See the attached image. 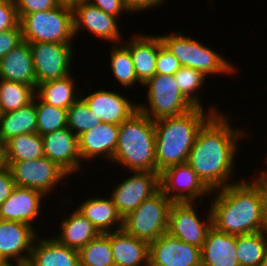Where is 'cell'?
<instances>
[{
  "label": "cell",
  "mask_w": 267,
  "mask_h": 266,
  "mask_svg": "<svg viewBox=\"0 0 267 266\" xmlns=\"http://www.w3.org/2000/svg\"><path fill=\"white\" fill-rule=\"evenodd\" d=\"M0 79L37 87L32 53L27 41H22L0 60Z\"/></svg>",
  "instance_id": "603a6c76"
},
{
  "label": "cell",
  "mask_w": 267,
  "mask_h": 266,
  "mask_svg": "<svg viewBox=\"0 0 267 266\" xmlns=\"http://www.w3.org/2000/svg\"><path fill=\"white\" fill-rule=\"evenodd\" d=\"M22 41L20 24L11 30L0 32V60Z\"/></svg>",
  "instance_id": "60d3db41"
},
{
  "label": "cell",
  "mask_w": 267,
  "mask_h": 266,
  "mask_svg": "<svg viewBox=\"0 0 267 266\" xmlns=\"http://www.w3.org/2000/svg\"><path fill=\"white\" fill-rule=\"evenodd\" d=\"M42 140L44 156L69 176L82 171L78 137L68 127L43 135Z\"/></svg>",
  "instance_id": "ac0fdd59"
},
{
  "label": "cell",
  "mask_w": 267,
  "mask_h": 266,
  "mask_svg": "<svg viewBox=\"0 0 267 266\" xmlns=\"http://www.w3.org/2000/svg\"><path fill=\"white\" fill-rule=\"evenodd\" d=\"M45 199L48 197L38 190L16 186L0 205V220L29 224L38 230L34 223L42 215L40 211Z\"/></svg>",
  "instance_id": "d6986e66"
},
{
  "label": "cell",
  "mask_w": 267,
  "mask_h": 266,
  "mask_svg": "<svg viewBox=\"0 0 267 266\" xmlns=\"http://www.w3.org/2000/svg\"><path fill=\"white\" fill-rule=\"evenodd\" d=\"M259 266H267V253H266L265 258L263 259V261L260 263Z\"/></svg>",
  "instance_id": "f907efd6"
},
{
  "label": "cell",
  "mask_w": 267,
  "mask_h": 266,
  "mask_svg": "<svg viewBox=\"0 0 267 266\" xmlns=\"http://www.w3.org/2000/svg\"><path fill=\"white\" fill-rule=\"evenodd\" d=\"M35 96L31 103L14 111L2 113L0 132L5 142L15 136L37 132Z\"/></svg>",
  "instance_id": "f1b7e54d"
},
{
  "label": "cell",
  "mask_w": 267,
  "mask_h": 266,
  "mask_svg": "<svg viewBox=\"0 0 267 266\" xmlns=\"http://www.w3.org/2000/svg\"><path fill=\"white\" fill-rule=\"evenodd\" d=\"M92 5L100 8L105 13L110 14L118 19L122 13L129 15V11L125 8L122 0H87Z\"/></svg>",
  "instance_id": "b9f144b4"
},
{
  "label": "cell",
  "mask_w": 267,
  "mask_h": 266,
  "mask_svg": "<svg viewBox=\"0 0 267 266\" xmlns=\"http://www.w3.org/2000/svg\"><path fill=\"white\" fill-rule=\"evenodd\" d=\"M214 106L209 105L208 112L194 107L182 115L154 121L156 172L187 162L199 129L213 114L222 112Z\"/></svg>",
  "instance_id": "3957f363"
},
{
  "label": "cell",
  "mask_w": 267,
  "mask_h": 266,
  "mask_svg": "<svg viewBox=\"0 0 267 266\" xmlns=\"http://www.w3.org/2000/svg\"><path fill=\"white\" fill-rule=\"evenodd\" d=\"M73 10V33L76 40L80 31L87 30L93 36L111 44L122 43L124 37L119 30L118 18L105 13L87 0L71 3Z\"/></svg>",
  "instance_id": "5bb4252c"
},
{
  "label": "cell",
  "mask_w": 267,
  "mask_h": 266,
  "mask_svg": "<svg viewBox=\"0 0 267 266\" xmlns=\"http://www.w3.org/2000/svg\"><path fill=\"white\" fill-rule=\"evenodd\" d=\"M38 235L29 224L0 220V262L27 264Z\"/></svg>",
  "instance_id": "2e32d148"
},
{
  "label": "cell",
  "mask_w": 267,
  "mask_h": 266,
  "mask_svg": "<svg viewBox=\"0 0 267 266\" xmlns=\"http://www.w3.org/2000/svg\"><path fill=\"white\" fill-rule=\"evenodd\" d=\"M112 162L130 172H156L154 121L139 109L119 125Z\"/></svg>",
  "instance_id": "277c9868"
},
{
  "label": "cell",
  "mask_w": 267,
  "mask_h": 266,
  "mask_svg": "<svg viewBox=\"0 0 267 266\" xmlns=\"http://www.w3.org/2000/svg\"><path fill=\"white\" fill-rule=\"evenodd\" d=\"M236 245V235L212 226L201 248V266H240Z\"/></svg>",
  "instance_id": "cb8c5ba5"
},
{
  "label": "cell",
  "mask_w": 267,
  "mask_h": 266,
  "mask_svg": "<svg viewBox=\"0 0 267 266\" xmlns=\"http://www.w3.org/2000/svg\"><path fill=\"white\" fill-rule=\"evenodd\" d=\"M132 39L123 40V44L129 49L135 74L140 85L143 86L156 74V58L160 49L158 35H145L138 33ZM125 41V42H124Z\"/></svg>",
  "instance_id": "44dd1931"
},
{
  "label": "cell",
  "mask_w": 267,
  "mask_h": 266,
  "mask_svg": "<svg viewBox=\"0 0 267 266\" xmlns=\"http://www.w3.org/2000/svg\"><path fill=\"white\" fill-rule=\"evenodd\" d=\"M4 158L5 155H0V169L5 165Z\"/></svg>",
  "instance_id": "681fc988"
},
{
  "label": "cell",
  "mask_w": 267,
  "mask_h": 266,
  "mask_svg": "<svg viewBox=\"0 0 267 266\" xmlns=\"http://www.w3.org/2000/svg\"><path fill=\"white\" fill-rule=\"evenodd\" d=\"M76 84L75 78L69 74L60 79L38 84L35 94L43 102L67 110L80 98L81 88Z\"/></svg>",
  "instance_id": "83f0119b"
},
{
  "label": "cell",
  "mask_w": 267,
  "mask_h": 266,
  "mask_svg": "<svg viewBox=\"0 0 267 266\" xmlns=\"http://www.w3.org/2000/svg\"><path fill=\"white\" fill-rule=\"evenodd\" d=\"M177 87L181 91L182 95L194 106L203 107L202 98L198 93L201 91L202 86L208 81V78L198 70L190 67L182 66L174 74ZM206 80V81H205Z\"/></svg>",
  "instance_id": "e575fe53"
},
{
  "label": "cell",
  "mask_w": 267,
  "mask_h": 266,
  "mask_svg": "<svg viewBox=\"0 0 267 266\" xmlns=\"http://www.w3.org/2000/svg\"><path fill=\"white\" fill-rule=\"evenodd\" d=\"M44 156L42 136L36 133L15 136L6 142L4 161H30Z\"/></svg>",
  "instance_id": "f546056e"
},
{
  "label": "cell",
  "mask_w": 267,
  "mask_h": 266,
  "mask_svg": "<svg viewBox=\"0 0 267 266\" xmlns=\"http://www.w3.org/2000/svg\"><path fill=\"white\" fill-rule=\"evenodd\" d=\"M110 47V64L111 73L119 85L124 89H132V86H137L140 83L135 74V68L132 62L129 49L123 44H111Z\"/></svg>",
  "instance_id": "1f68e13d"
},
{
  "label": "cell",
  "mask_w": 267,
  "mask_h": 266,
  "mask_svg": "<svg viewBox=\"0 0 267 266\" xmlns=\"http://www.w3.org/2000/svg\"><path fill=\"white\" fill-rule=\"evenodd\" d=\"M35 88L28 84L0 79V109L2 113L18 110L31 103Z\"/></svg>",
  "instance_id": "d6a6232c"
},
{
  "label": "cell",
  "mask_w": 267,
  "mask_h": 266,
  "mask_svg": "<svg viewBox=\"0 0 267 266\" xmlns=\"http://www.w3.org/2000/svg\"><path fill=\"white\" fill-rule=\"evenodd\" d=\"M105 197H102L101 194V196L84 199L76 208L92 222L100 234L121 230L123 226V218L117 211L111 197Z\"/></svg>",
  "instance_id": "484cf974"
},
{
  "label": "cell",
  "mask_w": 267,
  "mask_h": 266,
  "mask_svg": "<svg viewBox=\"0 0 267 266\" xmlns=\"http://www.w3.org/2000/svg\"><path fill=\"white\" fill-rule=\"evenodd\" d=\"M19 21L14 0H0V32L17 27Z\"/></svg>",
  "instance_id": "ab89813d"
},
{
  "label": "cell",
  "mask_w": 267,
  "mask_h": 266,
  "mask_svg": "<svg viewBox=\"0 0 267 266\" xmlns=\"http://www.w3.org/2000/svg\"><path fill=\"white\" fill-rule=\"evenodd\" d=\"M149 266H201V248L164 233L149 243Z\"/></svg>",
  "instance_id": "9a60e30c"
},
{
  "label": "cell",
  "mask_w": 267,
  "mask_h": 266,
  "mask_svg": "<svg viewBox=\"0 0 267 266\" xmlns=\"http://www.w3.org/2000/svg\"><path fill=\"white\" fill-rule=\"evenodd\" d=\"M118 132L119 125L102 122L81 134L78 143L82 162H93L98 157L112 162L118 143Z\"/></svg>",
  "instance_id": "ffe728a7"
},
{
  "label": "cell",
  "mask_w": 267,
  "mask_h": 266,
  "mask_svg": "<svg viewBox=\"0 0 267 266\" xmlns=\"http://www.w3.org/2000/svg\"><path fill=\"white\" fill-rule=\"evenodd\" d=\"M243 177V179H242ZM240 177V182L211 192L212 226L223 233L242 235L264 230L266 186Z\"/></svg>",
  "instance_id": "7a4b0ae2"
},
{
  "label": "cell",
  "mask_w": 267,
  "mask_h": 266,
  "mask_svg": "<svg viewBox=\"0 0 267 266\" xmlns=\"http://www.w3.org/2000/svg\"><path fill=\"white\" fill-rule=\"evenodd\" d=\"M267 155V154H266ZM266 162H267V156H266ZM258 173H256L255 175L252 174L253 176H251V180L252 182L254 183H257V184H262L264 186H267V170L265 169H260V171H257ZM252 177H253V180H252Z\"/></svg>",
  "instance_id": "f6af8a7d"
},
{
  "label": "cell",
  "mask_w": 267,
  "mask_h": 266,
  "mask_svg": "<svg viewBox=\"0 0 267 266\" xmlns=\"http://www.w3.org/2000/svg\"><path fill=\"white\" fill-rule=\"evenodd\" d=\"M19 20L26 14L41 12L57 7L61 0H14Z\"/></svg>",
  "instance_id": "f35d334b"
},
{
  "label": "cell",
  "mask_w": 267,
  "mask_h": 266,
  "mask_svg": "<svg viewBox=\"0 0 267 266\" xmlns=\"http://www.w3.org/2000/svg\"><path fill=\"white\" fill-rule=\"evenodd\" d=\"M75 43H29L37 85L73 74Z\"/></svg>",
  "instance_id": "7c38bea8"
},
{
  "label": "cell",
  "mask_w": 267,
  "mask_h": 266,
  "mask_svg": "<svg viewBox=\"0 0 267 266\" xmlns=\"http://www.w3.org/2000/svg\"><path fill=\"white\" fill-rule=\"evenodd\" d=\"M16 186L38 190L50 197L55 187L70 176L46 157L30 161H4Z\"/></svg>",
  "instance_id": "9c48e42d"
},
{
  "label": "cell",
  "mask_w": 267,
  "mask_h": 266,
  "mask_svg": "<svg viewBox=\"0 0 267 266\" xmlns=\"http://www.w3.org/2000/svg\"><path fill=\"white\" fill-rule=\"evenodd\" d=\"M6 154V142L4 141L2 134L0 132V155Z\"/></svg>",
  "instance_id": "7dc6e473"
},
{
  "label": "cell",
  "mask_w": 267,
  "mask_h": 266,
  "mask_svg": "<svg viewBox=\"0 0 267 266\" xmlns=\"http://www.w3.org/2000/svg\"><path fill=\"white\" fill-rule=\"evenodd\" d=\"M267 234V186H266V195H265V203H264V230Z\"/></svg>",
  "instance_id": "bcb514c9"
},
{
  "label": "cell",
  "mask_w": 267,
  "mask_h": 266,
  "mask_svg": "<svg viewBox=\"0 0 267 266\" xmlns=\"http://www.w3.org/2000/svg\"><path fill=\"white\" fill-rule=\"evenodd\" d=\"M172 201L159 190L123 218L122 229L150 243L167 233Z\"/></svg>",
  "instance_id": "52a82bcc"
},
{
  "label": "cell",
  "mask_w": 267,
  "mask_h": 266,
  "mask_svg": "<svg viewBox=\"0 0 267 266\" xmlns=\"http://www.w3.org/2000/svg\"><path fill=\"white\" fill-rule=\"evenodd\" d=\"M181 67L179 60L162 45L160 39V49L156 58V74L174 75Z\"/></svg>",
  "instance_id": "74e56055"
},
{
  "label": "cell",
  "mask_w": 267,
  "mask_h": 266,
  "mask_svg": "<svg viewBox=\"0 0 267 266\" xmlns=\"http://www.w3.org/2000/svg\"><path fill=\"white\" fill-rule=\"evenodd\" d=\"M114 266H149V243L123 229L110 233Z\"/></svg>",
  "instance_id": "d4e9b609"
},
{
  "label": "cell",
  "mask_w": 267,
  "mask_h": 266,
  "mask_svg": "<svg viewBox=\"0 0 267 266\" xmlns=\"http://www.w3.org/2000/svg\"><path fill=\"white\" fill-rule=\"evenodd\" d=\"M19 24L28 43H74L71 3L61 2L50 10L24 15Z\"/></svg>",
  "instance_id": "8992f818"
},
{
  "label": "cell",
  "mask_w": 267,
  "mask_h": 266,
  "mask_svg": "<svg viewBox=\"0 0 267 266\" xmlns=\"http://www.w3.org/2000/svg\"><path fill=\"white\" fill-rule=\"evenodd\" d=\"M82 91L80 97L103 123L120 125L138 110V103L133 99L131 102L129 96L125 97L121 91L99 89L88 95H83Z\"/></svg>",
  "instance_id": "e0dca14e"
},
{
  "label": "cell",
  "mask_w": 267,
  "mask_h": 266,
  "mask_svg": "<svg viewBox=\"0 0 267 266\" xmlns=\"http://www.w3.org/2000/svg\"><path fill=\"white\" fill-rule=\"evenodd\" d=\"M236 251L240 266H259L267 253L264 231L236 235Z\"/></svg>",
  "instance_id": "4dcf8cb0"
},
{
  "label": "cell",
  "mask_w": 267,
  "mask_h": 266,
  "mask_svg": "<svg viewBox=\"0 0 267 266\" xmlns=\"http://www.w3.org/2000/svg\"><path fill=\"white\" fill-rule=\"evenodd\" d=\"M15 187L10 170L4 165L0 169V205L11 195Z\"/></svg>",
  "instance_id": "ee69618b"
},
{
  "label": "cell",
  "mask_w": 267,
  "mask_h": 266,
  "mask_svg": "<svg viewBox=\"0 0 267 266\" xmlns=\"http://www.w3.org/2000/svg\"><path fill=\"white\" fill-rule=\"evenodd\" d=\"M144 87L147 104L139 102L138 109L152 121L182 115L194 108L178 89L174 75L155 74Z\"/></svg>",
  "instance_id": "ba28073f"
},
{
  "label": "cell",
  "mask_w": 267,
  "mask_h": 266,
  "mask_svg": "<svg viewBox=\"0 0 267 266\" xmlns=\"http://www.w3.org/2000/svg\"><path fill=\"white\" fill-rule=\"evenodd\" d=\"M78 252L80 266H114L110 233L99 234Z\"/></svg>",
  "instance_id": "836d02e7"
},
{
  "label": "cell",
  "mask_w": 267,
  "mask_h": 266,
  "mask_svg": "<svg viewBox=\"0 0 267 266\" xmlns=\"http://www.w3.org/2000/svg\"><path fill=\"white\" fill-rule=\"evenodd\" d=\"M127 177L113 185L109 194L122 218L160 190L158 172L131 171Z\"/></svg>",
  "instance_id": "4fadbf2b"
},
{
  "label": "cell",
  "mask_w": 267,
  "mask_h": 266,
  "mask_svg": "<svg viewBox=\"0 0 267 266\" xmlns=\"http://www.w3.org/2000/svg\"><path fill=\"white\" fill-rule=\"evenodd\" d=\"M125 8L131 13L130 15H133V13H138L141 11H148L150 9H155L158 6H163V3L166 2V0H122ZM162 4V5H161Z\"/></svg>",
  "instance_id": "7bdbcfd3"
},
{
  "label": "cell",
  "mask_w": 267,
  "mask_h": 266,
  "mask_svg": "<svg viewBox=\"0 0 267 266\" xmlns=\"http://www.w3.org/2000/svg\"><path fill=\"white\" fill-rule=\"evenodd\" d=\"M102 123L80 97L67 109V127L79 137Z\"/></svg>",
  "instance_id": "8d00e7d4"
},
{
  "label": "cell",
  "mask_w": 267,
  "mask_h": 266,
  "mask_svg": "<svg viewBox=\"0 0 267 266\" xmlns=\"http://www.w3.org/2000/svg\"><path fill=\"white\" fill-rule=\"evenodd\" d=\"M62 2H66V3H73L75 1H78V0H61Z\"/></svg>",
  "instance_id": "816d5d0a"
},
{
  "label": "cell",
  "mask_w": 267,
  "mask_h": 266,
  "mask_svg": "<svg viewBox=\"0 0 267 266\" xmlns=\"http://www.w3.org/2000/svg\"><path fill=\"white\" fill-rule=\"evenodd\" d=\"M44 237H36L27 266H80L77 250L60 244L52 236Z\"/></svg>",
  "instance_id": "7402d4cb"
},
{
  "label": "cell",
  "mask_w": 267,
  "mask_h": 266,
  "mask_svg": "<svg viewBox=\"0 0 267 266\" xmlns=\"http://www.w3.org/2000/svg\"><path fill=\"white\" fill-rule=\"evenodd\" d=\"M162 45L170 51L184 67L201 71L206 77L209 75H236L237 68L232 62L214 51L202 41L183 34V31L159 35Z\"/></svg>",
  "instance_id": "5b68a950"
},
{
  "label": "cell",
  "mask_w": 267,
  "mask_h": 266,
  "mask_svg": "<svg viewBox=\"0 0 267 266\" xmlns=\"http://www.w3.org/2000/svg\"><path fill=\"white\" fill-rule=\"evenodd\" d=\"M37 133L40 136L67 127V110L43 102L35 94Z\"/></svg>",
  "instance_id": "d590c367"
},
{
  "label": "cell",
  "mask_w": 267,
  "mask_h": 266,
  "mask_svg": "<svg viewBox=\"0 0 267 266\" xmlns=\"http://www.w3.org/2000/svg\"><path fill=\"white\" fill-rule=\"evenodd\" d=\"M0 266H27V264L15 262H0Z\"/></svg>",
  "instance_id": "c3c4849f"
},
{
  "label": "cell",
  "mask_w": 267,
  "mask_h": 266,
  "mask_svg": "<svg viewBox=\"0 0 267 266\" xmlns=\"http://www.w3.org/2000/svg\"><path fill=\"white\" fill-rule=\"evenodd\" d=\"M59 222L60 233L52 235L60 244L79 251L100 233L76 208Z\"/></svg>",
  "instance_id": "4316f807"
},
{
  "label": "cell",
  "mask_w": 267,
  "mask_h": 266,
  "mask_svg": "<svg viewBox=\"0 0 267 266\" xmlns=\"http://www.w3.org/2000/svg\"><path fill=\"white\" fill-rule=\"evenodd\" d=\"M230 117L223 112L213 114L199 129L187 160L211 191L240 181H233L234 163L240 152L239 141L248 135L245 130L233 127Z\"/></svg>",
  "instance_id": "6da1fadb"
},
{
  "label": "cell",
  "mask_w": 267,
  "mask_h": 266,
  "mask_svg": "<svg viewBox=\"0 0 267 266\" xmlns=\"http://www.w3.org/2000/svg\"><path fill=\"white\" fill-rule=\"evenodd\" d=\"M197 204L198 202H173L167 232L185 243L202 248L207 233L212 228V216L209 207L204 219L199 217Z\"/></svg>",
  "instance_id": "30bf717a"
},
{
  "label": "cell",
  "mask_w": 267,
  "mask_h": 266,
  "mask_svg": "<svg viewBox=\"0 0 267 266\" xmlns=\"http://www.w3.org/2000/svg\"><path fill=\"white\" fill-rule=\"evenodd\" d=\"M159 184L160 190L172 202L198 201L201 205L212 192L187 162L160 172Z\"/></svg>",
  "instance_id": "8fae6325"
}]
</instances>
